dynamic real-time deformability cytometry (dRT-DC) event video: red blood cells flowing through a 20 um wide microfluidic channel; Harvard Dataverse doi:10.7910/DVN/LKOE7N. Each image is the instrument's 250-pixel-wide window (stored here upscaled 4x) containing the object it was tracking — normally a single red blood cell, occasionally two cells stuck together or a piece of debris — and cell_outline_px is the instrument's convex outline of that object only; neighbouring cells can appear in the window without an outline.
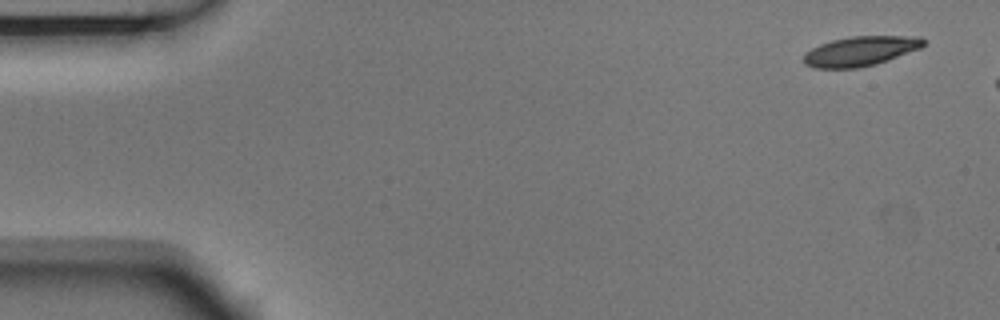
{"species": "Egyptian fruit bat (a non-hibernating species)", "species_latin": "Rousettus aegyptiacus", "temperature_condition": "room temperature", "stored_images_in_passage": 3, "camera_frame_rate_fps": 3000, "um_per_image_px": 0.085, "animal": {"sex": "male"}, "frame": {"image": 1, "passage_image": 1, "time_ms": 0.0, "image_size_px": [1000, 320], "cell_outline_px": [[928, 40], [920, 48], [876, 64], [860, 68], [812, 68], [804, 64], [804, 56], [812, 48], [820, 44], [832, 40], [852, 36], [920, 36]], "centroid_in_image_um": [73.16, 4.34], "position_along_channel_um": 11.8, "area_um2": 20.69}}